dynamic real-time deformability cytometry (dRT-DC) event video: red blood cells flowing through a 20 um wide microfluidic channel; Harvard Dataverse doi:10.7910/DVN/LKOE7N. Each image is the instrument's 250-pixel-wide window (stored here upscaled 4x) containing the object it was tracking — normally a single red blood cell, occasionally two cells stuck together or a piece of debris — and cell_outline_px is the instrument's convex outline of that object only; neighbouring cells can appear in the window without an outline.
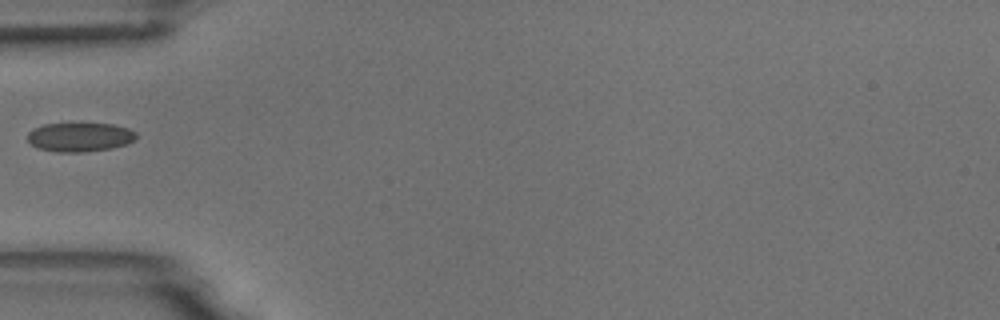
{"species": "common noctule bat (a hibernating species)", "species_latin": "Nyctalus noctula", "temperature_condition": "room temperature", "stored_images_in_passage": 7, "camera_frame_rate_fps": 3000, "um_per_image_px": 0.085, "animal": {"sex": "male", "body_mass_g": 18.8}, "frame": {"image": 1, "passage_image": 6, "time_ms": 1.667, "image_size_px": [1000, 320], "cell_outline_px": [[136, 140], [128, 144], [112, 148], [84, 152], [56, 152], [36, 148], [28, 140], [28, 132], [44, 124], [112, 124], [128, 128], [136, 132]], "centroid_in_image_um": [6.81, 11.67], "position_along_channel_um": 78.2, "area_um2": 18.38}}